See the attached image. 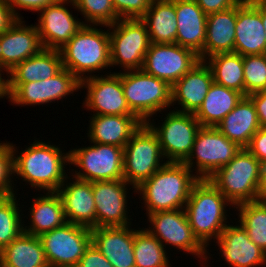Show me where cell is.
<instances>
[{
  "mask_svg": "<svg viewBox=\"0 0 266 267\" xmlns=\"http://www.w3.org/2000/svg\"><path fill=\"white\" fill-rule=\"evenodd\" d=\"M15 148L12 145L14 176L22 177L36 190L57 192L68 177L64 168L70 165V152L62 153L60 147L41 140H35L19 155Z\"/></svg>",
  "mask_w": 266,
  "mask_h": 267,
  "instance_id": "6da1fadb",
  "label": "cell"
},
{
  "mask_svg": "<svg viewBox=\"0 0 266 267\" xmlns=\"http://www.w3.org/2000/svg\"><path fill=\"white\" fill-rule=\"evenodd\" d=\"M192 172L184 163L167 162L143 181L136 192L142 195L146 214L184 209L193 185L199 180Z\"/></svg>",
  "mask_w": 266,
  "mask_h": 267,
  "instance_id": "7a4b0ae2",
  "label": "cell"
},
{
  "mask_svg": "<svg viewBox=\"0 0 266 267\" xmlns=\"http://www.w3.org/2000/svg\"><path fill=\"white\" fill-rule=\"evenodd\" d=\"M229 205L233 207L209 179H199L193 185L184 209L194 235L206 248L227 226L226 206Z\"/></svg>",
  "mask_w": 266,
  "mask_h": 267,
  "instance_id": "3957f363",
  "label": "cell"
},
{
  "mask_svg": "<svg viewBox=\"0 0 266 267\" xmlns=\"http://www.w3.org/2000/svg\"><path fill=\"white\" fill-rule=\"evenodd\" d=\"M59 51L63 67L80 81L92 77V72L111 67L109 29L84 25Z\"/></svg>",
  "mask_w": 266,
  "mask_h": 267,
  "instance_id": "277c9868",
  "label": "cell"
},
{
  "mask_svg": "<svg viewBox=\"0 0 266 267\" xmlns=\"http://www.w3.org/2000/svg\"><path fill=\"white\" fill-rule=\"evenodd\" d=\"M121 83L128 107L142 123L172 106L171 85L142 69L121 71Z\"/></svg>",
  "mask_w": 266,
  "mask_h": 267,
  "instance_id": "5b68a950",
  "label": "cell"
},
{
  "mask_svg": "<svg viewBox=\"0 0 266 267\" xmlns=\"http://www.w3.org/2000/svg\"><path fill=\"white\" fill-rule=\"evenodd\" d=\"M260 166L261 162L253 154L246 148H241L228 164L208 179L236 206L257 200Z\"/></svg>",
  "mask_w": 266,
  "mask_h": 267,
  "instance_id": "8992f818",
  "label": "cell"
},
{
  "mask_svg": "<svg viewBox=\"0 0 266 267\" xmlns=\"http://www.w3.org/2000/svg\"><path fill=\"white\" fill-rule=\"evenodd\" d=\"M123 157L124 180L132 186L134 193L143 181L167 163L162 162L165 158L159 140L146 123L141 124L123 147Z\"/></svg>",
  "mask_w": 266,
  "mask_h": 267,
  "instance_id": "52a82bcc",
  "label": "cell"
},
{
  "mask_svg": "<svg viewBox=\"0 0 266 267\" xmlns=\"http://www.w3.org/2000/svg\"><path fill=\"white\" fill-rule=\"evenodd\" d=\"M107 27L111 66L120 65L123 72L142 69L151 44L145 23L141 19H119Z\"/></svg>",
  "mask_w": 266,
  "mask_h": 267,
  "instance_id": "ba28073f",
  "label": "cell"
},
{
  "mask_svg": "<svg viewBox=\"0 0 266 267\" xmlns=\"http://www.w3.org/2000/svg\"><path fill=\"white\" fill-rule=\"evenodd\" d=\"M92 144L69 151L70 164L80 169L71 176L89 182L124 179L123 148L110 144Z\"/></svg>",
  "mask_w": 266,
  "mask_h": 267,
  "instance_id": "9c48e42d",
  "label": "cell"
},
{
  "mask_svg": "<svg viewBox=\"0 0 266 267\" xmlns=\"http://www.w3.org/2000/svg\"><path fill=\"white\" fill-rule=\"evenodd\" d=\"M240 149L241 147L229 140L216 127L201 126L195 137L192 151L183 163L191 171L194 170L193 166H197L196 176L199 179H208L218 169L228 164Z\"/></svg>",
  "mask_w": 266,
  "mask_h": 267,
  "instance_id": "30bf717a",
  "label": "cell"
},
{
  "mask_svg": "<svg viewBox=\"0 0 266 267\" xmlns=\"http://www.w3.org/2000/svg\"><path fill=\"white\" fill-rule=\"evenodd\" d=\"M146 124L156 134L167 162L183 163L190 155L201 124L193 113L169 111L161 126Z\"/></svg>",
  "mask_w": 266,
  "mask_h": 267,
  "instance_id": "8fae6325",
  "label": "cell"
},
{
  "mask_svg": "<svg viewBox=\"0 0 266 267\" xmlns=\"http://www.w3.org/2000/svg\"><path fill=\"white\" fill-rule=\"evenodd\" d=\"M39 238L49 267H77L91 243V228L66 222Z\"/></svg>",
  "mask_w": 266,
  "mask_h": 267,
  "instance_id": "7c38bea8",
  "label": "cell"
},
{
  "mask_svg": "<svg viewBox=\"0 0 266 267\" xmlns=\"http://www.w3.org/2000/svg\"><path fill=\"white\" fill-rule=\"evenodd\" d=\"M147 217L152 227L145 229L165 248L167 244L173 245L185 253L197 256L200 260L203 258L205 262L210 258L207 256L208 249L194 235L185 209L157 211L148 214Z\"/></svg>",
  "mask_w": 266,
  "mask_h": 267,
  "instance_id": "4fadbf2b",
  "label": "cell"
},
{
  "mask_svg": "<svg viewBox=\"0 0 266 267\" xmlns=\"http://www.w3.org/2000/svg\"><path fill=\"white\" fill-rule=\"evenodd\" d=\"M81 89V81L64 67L48 80L6 83L7 98L13 104L41 105L60 100Z\"/></svg>",
  "mask_w": 266,
  "mask_h": 267,
  "instance_id": "5bb4252c",
  "label": "cell"
},
{
  "mask_svg": "<svg viewBox=\"0 0 266 267\" xmlns=\"http://www.w3.org/2000/svg\"><path fill=\"white\" fill-rule=\"evenodd\" d=\"M199 55L176 43H151L142 70L171 86L200 62Z\"/></svg>",
  "mask_w": 266,
  "mask_h": 267,
  "instance_id": "9a60e30c",
  "label": "cell"
},
{
  "mask_svg": "<svg viewBox=\"0 0 266 267\" xmlns=\"http://www.w3.org/2000/svg\"><path fill=\"white\" fill-rule=\"evenodd\" d=\"M106 75L81 80V89L87 88L83 107L93 110V115H134L123 93L121 72Z\"/></svg>",
  "mask_w": 266,
  "mask_h": 267,
  "instance_id": "2e32d148",
  "label": "cell"
},
{
  "mask_svg": "<svg viewBox=\"0 0 266 267\" xmlns=\"http://www.w3.org/2000/svg\"><path fill=\"white\" fill-rule=\"evenodd\" d=\"M124 179L93 182L96 227L131 225L127 211V190Z\"/></svg>",
  "mask_w": 266,
  "mask_h": 267,
  "instance_id": "e0dca14e",
  "label": "cell"
},
{
  "mask_svg": "<svg viewBox=\"0 0 266 267\" xmlns=\"http://www.w3.org/2000/svg\"><path fill=\"white\" fill-rule=\"evenodd\" d=\"M69 3L72 0H58L39 12L36 27L44 48L60 50L85 25L65 7Z\"/></svg>",
  "mask_w": 266,
  "mask_h": 267,
  "instance_id": "ac0fdd59",
  "label": "cell"
},
{
  "mask_svg": "<svg viewBox=\"0 0 266 267\" xmlns=\"http://www.w3.org/2000/svg\"><path fill=\"white\" fill-rule=\"evenodd\" d=\"M234 52L242 56L266 53L261 0H241L237 4Z\"/></svg>",
  "mask_w": 266,
  "mask_h": 267,
  "instance_id": "d6986e66",
  "label": "cell"
},
{
  "mask_svg": "<svg viewBox=\"0 0 266 267\" xmlns=\"http://www.w3.org/2000/svg\"><path fill=\"white\" fill-rule=\"evenodd\" d=\"M43 48L36 25L26 26L25 21L19 19L0 34V69L7 74Z\"/></svg>",
  "mask_w": 266,
  "mask_h": 267,
  "instance_id": "ffe728a7",
  "label": "cell"
},
{
  "mask_svg": "<svg viewBox=\"0 0 266 267\" xmlns=\"http://www.w3.org/2000/svg\"><path fill=\"white\" fill-rule=\"evenodd\" d=\"M216 243L229 267H258L266 265V252L255 245L241 224L227 225ZM231 265V266H230Z\"/></svg>",
  "mask_w": 266,
  "mask_h": 267,
  "instance_id": "44dd1931",
  "label": "cell"
},
{
  "mask_svg": "<svg viewBox=\"0 0 266 267\" xmlns=\"http://www.w3.org/2000/svg\"><path fill=\"white\" fill-rule=\"evenodd\" d=\"M91 242L113 267H135L134 229L130 225L91 228Z\"/></svg>",
  "mask_w": 266,
  "mask_h": 267,
  "instance_id": "7402d4cb",
  "label": "cell"
},
{
  "mask_svg": "<svg viewBox=\"0 0 266 267\" xmlns=\"http://www.w3.org/2000/svg\"><path fill=\"white\" fill-rule=\"evenodd\" d=\"M68 178H66L57 190L62 200L67 222L88 228H96L93 182L74 179L72 177L73 182L68 183ZM66 182L67 184H65Z\"/></svg>",
  "mask_w": 266,
  "mask_h": 267,
  "instance_id": "603a6c76",
  "label": "cell"
},
{
  "mask_svg": "<svg viewBox=\"0 0 266 267\" xmlns=\"http://www.w3.org/2000/svg\"><path fill=\"white\" fill-rule=\"evenodd\" d=\"M213 82L210 67L205 61H200L171 86L172 104L177 102L182 108L176 111L194 114L200 108Z\"/></svg>",
  "mask_w": 266,
  "mask_h": 267,
  "instance_id": "cb8c5ba5",
  "label": "cell"
},
{
  "mask_svg": "<svg viewBox=\"0 0 266 267\" xmlns=\"http://www.w3.org/2000/svg\"><path fill=\"white\" fill-rule=\"evenodd\" d=\"M175 11L178 25L176 44L191 49L202 61L207 14L195 0H175Z\"/></svg>",
  "mask_w": 266,
  "mask_h": 267,
  "instance_id": "d4e9b609",
  "label": "cell"
},
{
  "mask_svg": "<svg viewBox=\"0 0 266 267\" xmlns=\"http://www.w3.org/2000/svg\"><path fill=\"white\" fill-rule=\"evenodd\" d=\"M88 138L91 143L124 147L142 122L135 115H93Z\"/></svg>",
  "mask_w": 266,
  "mask_h": 267,
  "instance_id": "484cf974",
  "label": "cell"
},
{
  "mask_svg": "<svg viewBox=\"0 0 266 267\" xmlns=\"http://www.w3.org/2000/svg\"><path fill=\"white\" fill-rule=\"evenodd\" d=\"M236 19L237 5L207 15L202 61L214 54L234 52Z\"/></svg>",
  "mask_w": 266,
  "mask_h": 267,
  "instance_id": "4316f807",
  "label": "cell"
},
{
  "mask_svg": "<svg viewBox=\"0 0 266 267\" xmlns=\"http://www.w3.org/2000/svg\"><path fill=\"white\" fill-rule=\"evenodd\" d=\"M216 128L239 147L246 148L253 135L261 128L252 100L244 96Z\"/></svg>",
  "mask_w": 266,
  "mask_h": 267,
  "instance_id": "83f0119b",
  "label": "cell"
},
{
  "mask_svg": "<svg viewBox=\"0 0 266 267\" xmlns=\"http://www.w3.org/2000/svg\"><path fill=\"white\" fill-rule=\"evenodd\" d=\"M62 68L60 51L43 48L39 53L17 64L8 72L9 79H6V83H28L48 80Z\"/></svg>",
  "mask_w": 266,
  "mask_h": 267,
  "instance_id": "f1b7e54d",
  "label": "cell"
},
{
  "mask_svg": "<svg viewBox=\"0 0 266 267\" xmlns=\"http://www.w3.org/2000/svg\"><path fill=\"white\" fill-rule=\"evenodd\" d=\"M30 210V226H24L23 232L39 237L67 222L62 200L57 192L33 197Z\"/></svg>",
  "mask_w": 266,
  "mask_h": 267,
  "instance_id": "f546056e",
  "label": "cell"
},
{
  "mask_svg": "<svg viewBox=\"0 0 266 267\" xmlns=\"http://www.w3.org/2000/svg\"><path fill=\"white\" fill-rule=\"evenodd\" d=\"M146 25L151 43L173 44L177 37L175 0H153L140 18Z\"/></svg>",
  "mask_w": 266,
  "mask_h": 267,
  "instance_id": "4dcf8cb0",
  "label": "cell"
},
{
  "mask_svg": "<svg viewBox=\"0 0 266 267\" xmlns=\"http://www.w3.org/2000/svg\"><path fill=\"white\" fill-rule=\"evenodd\" d=\"M244 95L213 82L200 108L194 113L203 127H216Z\"/></svg>",
  "mask_w": 266,
  "mask_h": 267,
  "instance_id": "1f68e13d",
  "label": "cell"
},
{
  "mask_svg": "<svg viewBox=\"0 0 266 267\" xmlns=\"http://www.w3.org/2000/svg\"><path fill=\"white\" fill-rule=\"evenodd\" d=\"M0 261L7 267H49L40 238L25 232L0 251Z\"/></svg>",
  "mask_w": 266,
  "mask_h": 267,
  "instance_id": "d6a6232c",
  "label": "cell"
},
{
  "mask_svg": "<svg viewBox=\"0 0 266 267\" xmlns=\"http://www.w3.org/2000/svg\"><path fill=\"white\" fill-rule=\"evenodd\" d=\"M208 60V61H207ZM216 84L244 95L243 56L235 52L218 53L205 59Z\"/></svg>",
  "mask_w": 266,
  "mask_h": 267,
  "instance_id": "836d02e7",
  "label": "cell"
},
{
  "mask_svg": "<svg viewBox=\"0 0 266 267\" xmlns=\"http://www.w3.org/2000/svg\"><path fill=\"white\" fill-rule=\"evenodd\" d=\"M139 229L134 230L135 267H170L165 246L145 228Z\"/></svg>",
  "mask_w": 266,
  "mask_h": 267,
  "instance_id": "e575fe53",
  "label": "cell"
},
{
  "mask_svg": "<svg viewBox=\"0 0 266 267\" xmlns=\"http://www.w3.org/2000/svg\"><path fill=\"white\" fill-rule=\"evenodd\" d=\"M239 212V223L250 240L266 252V201H250L234 206Z\"/></svg>",
  "mask_w": 266,
  "mask_h": 267,
  "instance_id": "d590c367",
  "label": "cell"
},
{
  "mask_svg": "<svg viewBox=\"0 0 266 267\" xmlns=\"http://www.w3.org/2000/svg\"><path fill=\"white\" fill-rule=\"evenodd\" d=\"M15 195L0 197V251L23 232L21 216L24 214L20 215L21 207H18Z\"/></svg>",
  "mask_w": 266,
  "mask_h": 267,
  "instance_id": "8d00e7d4",
  "label": "cell"
},
{
  "mask_svg": "<svg viewBox=\"0 0 266 267\" xmlns=\"http://www.w3.org/2000/svg\"><path fill=\"white\" fill-rule=\"evenodd\" d=\"M70 5L83 14L85 25L107 27L119 20L112 0H72Z\"/></svg>",
  "mask_w": 266,
  "mask_h": 267,
  "instance_id": "74e56055",
  "label": "cell"
},
{
  "mask_svg": "<svg viewBox=\"0 0 266 267\" xmlns=\"http://www.w3.org/2000/svg\"><path fill=\"white\" fill-rule=\"evenodd\" d=\"M244 96L266 90V53L243 56Z\"/></svg>",
  "mask_w": 266,
  "mask_h": 267,
  "instance_id": "f35d334b",
  "label": "cell"
},
{
  "mask_svg": "<svg viewBox=\"0 0 266 267\" xmlns=\"http://www.w3.org/2000/svg\"><path fill=\"white\" fill-rule=\"evenodd\" d=\"M14 174L12 143H0V195L10 196L16 194L13 190ZM11 176V177H10Z\"/></svg>",
  "mask_w": 266,
  "mask_h": 267,
  "instance_id": "ab89813d",
  "label": "cell"
},
{
  "mask_svg": "<svg viewBox=\"0 0 266 267\" xmlns=\"http://www.w3.org/2000/svg\"><path fill=\"white\" fill-rule=\"evenodd\" d=\"M153 0H112L119 19H140Z\"/></svg>",
  "mask_w": 266,
  "mask_h": 267,
  "instance_id": "60d3db41",
  "label": "cell"
},
{
  "mask_svg": "<svg viewBox=\"0 0 266 267\" xmlns=\"http://www.w3.org/2000/svg\"><path fill=\"white\" fill-rule=\"evenodd\" d=\"M77 267H113L106 257L91 242L80 258Z\"/></svg>",
  "mask_w": 266,
  "mask_h": 267,
  "instance_id": "b9f144b4",
  "label": "cell"
},
{
  "mask_svg": "<svg viewBox=\"0 0 266 267\" xmlns=\"http://www.w3.org/2000/svg\"><path fill=\"white\" fill-rule=\"evenodd\" d=\"M57 1L58 0H7V3L16 17L22 19L20 13L17 12L18 9L40 12L43 8Z\"/></svg>",
  "mask_w": 266,
  "mask_h": 267,
  "instance_id": "7bdbcfd3",
  "label": "cell"
},
{
  "mask_svg": "<svg viewBox=\"0 0 266 267\" xmlns=\"http://www.w3.org/2000/svg\"><path fill=\"white\" fill-rule=\"evenodd\" d=\"M246 149L261 163L266 162V127H261L253 135Z\"/></svg>",
  "mask_w": 266,
  "mask_h": 267,
  "instance_id": "ee69618b",
  "label": "cell"
},
{
  "mask_svg": "<svg viewBox=\"0 0 266 267\" xmlns=\"http://www.w3.org/2000/svg\"><path fill=\"white\" fill-rule=\"evenodd\" d=\"M241 0H195L205 14L225 11L236 6Z\"/></svg>",
  "mask_w": 266,
  "mask_h": 267,
  "instance_id": "f6af8a7d",
  "label": "cell"
},
{
  "mask_svg": "<svg viewBox=\"0 0 266 267\" xmlns=\"http://www.w3.org/2000/svg\"><path fill=\"white\" fill-rule=\"evenodd\" d=\"M248 97L255 106L261 127H266V90L252 93Z\"/></svg>",
  "mask_w": 266,
  "mask_h": 267,
  "instance_id": "bcb514c9",
  "label": "cell"
},
{
  "mask_svg": "<svg viewBox=\"0 0 266 267\" xmlns=\"http://www.w3.org/2000/svg\"><path fill=\"white\" fill-rule=\"evenodd\" d=\"M19 20L9 7L7 0H0V34L7 31Z\"/></svg>",
  "mask_w": 266,
  "mask_h": 267,
  "instance_id": "7dc6e473",
  "label": "cell"
},
{
  "mask_svg": "<svg viewBox=\"0 0 266 267\" xmlns=\"http://www.w3.org/2000/svg\"><path fill=\"white\" fill-rule=\"evenodd\" d=\"M257 200L266 201V162L260 166V180L257 189Z\"/></svg>",
  "mask_w": 266,
  "mask_h": 267,
  "instance_id": "c3c4849f",
  "label": "cell"
},
{
  "mask_svg": "<svg viewBox=\"0 0 266 267\" xmlns=\"http://www.w3.org/2000/svg\"><path fill=\"white\" fill-rule=\"evenodd\" d=\"M1 72L4 73V71L0 69V98H4V96L7 97L6 79L4 77L2 78V75L4 74H2Z\"/></svg>",
  "mask_w": 266,
  "mask_h": 267,
  "instance_id": "681fc988",
  "label": "cell"
},
{
  "mask_svg": "<svg viewBox=\"0 0 266 267\" xmlns=\"http://www.w3.org/2000/svg\"><path fill=\"white\" fill-rule=\"evenodd\" d=\"M261 20L265 28V39H266V0H261Z\"/></svg>",
  "mask_w": 266,
  "mask_h": 267,
  "instance_id": "f907efd6",
  "label": "cell"
},
{
  "mask_svg": "<svg viewBox=\"0 0 266 267\" xmlns=\"http://www.w3.org/2000/svg\"><path fill=\"white\" fill-rule=\"evenodd\" d=\"M0 267H7L0 261Z\"/></svg>",
  "mask_w": 266,
  "mask_h": 267,
  "instance_id": "816d5d0a",
  "label": "cell"
}]
</instances>
